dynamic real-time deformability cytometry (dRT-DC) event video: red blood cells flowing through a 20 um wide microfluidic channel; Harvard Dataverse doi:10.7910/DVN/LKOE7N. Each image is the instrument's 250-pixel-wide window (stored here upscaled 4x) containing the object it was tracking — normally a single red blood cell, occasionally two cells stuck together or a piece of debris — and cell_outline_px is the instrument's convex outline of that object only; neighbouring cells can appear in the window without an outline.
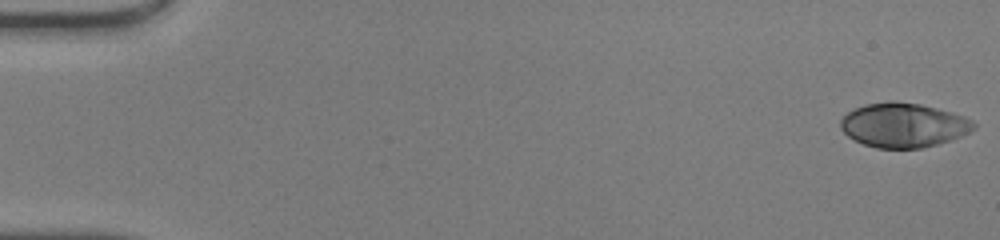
{"species": "human", "species_latin": "Homo sapiens", "temperature_condition": "warm", "stored_images_in_passage": 48, "camera_frame_rate_fps": 3000, "um_per_image_px": 0.085, "donor": {"sex": "male"}, "frame": {"image": 1, "passage_image": 1, "time_ms": 0.0, "image_size_px": [1000, 240], "cell_outline_px": [[976, 128], [960, 136], [936, 144], [920, 148], [876, 148], [864, 144], [848, 136], [840, 128], [840, 120], [848, 112], [864, 104], [888, 100], [892, 100], [920, 104], [952, 112], [964, 116], [972, 120], [976, 124]], "centroid_in_image_um": [76.78, 10.62], "position_along_channel_um": 8.2, "area_um2": 34.33}}
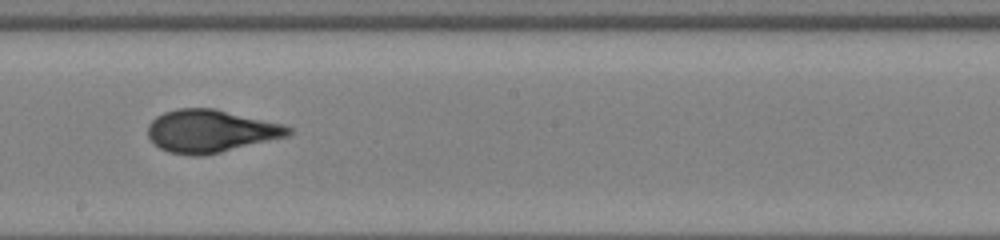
{"frame": {"image": 2, "passage_image": 28, "time_ms": 9.0, "image_size_px": [1000, 240], "cell_outline_px": [[292, 132], [288, 136], [220, 152], [200, 156], [192, 156], [168, 152], [160, 148], [148, 136], [148, 124], [156, 116], [164, 112], [180, 108], [212, 108], [284, 124], [292, 128]], "centroid_in_image_um": [17.9, 11.14], "position_along_channel_um": 230.3, "area_um2": 34.74}}
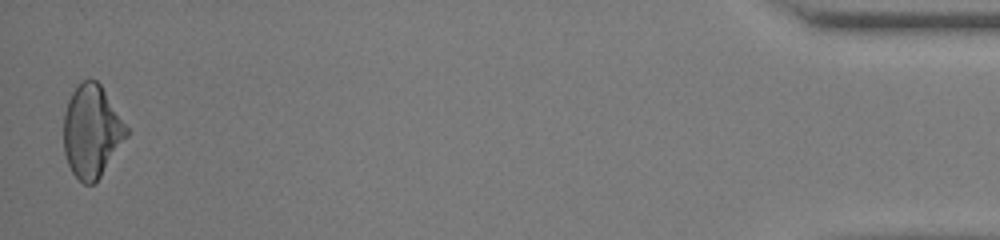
{"frame": {"image": 3, "passage_image": 48, "time_ms": 15.667, "image_size_px": [1000, 240], "cell_outline_px": [[132, 128], [128, 136], [100, 176], [92, 184], [84, 184], [72, 172], [68, 164], [64, 152], [64, 112], [68, 100], [72, 92], [84, 80], [96, 80], [100, 84]], "centroid_in_image_um": [7.84, 11.14], "position_along_channel_um": 427.4, "area_um2": 34.16}, "authors_computed_cell_mechanics": {"area_um2": 34.1309, "velocity_mm_per_s": 4.2964, "shape_relaxation_time_tau1_ms": 5.8223, "shape_relaxation_time_tau2_ms": null, "deformation_change_tau1": 0.2374, "deformation_change_tau2": null}}